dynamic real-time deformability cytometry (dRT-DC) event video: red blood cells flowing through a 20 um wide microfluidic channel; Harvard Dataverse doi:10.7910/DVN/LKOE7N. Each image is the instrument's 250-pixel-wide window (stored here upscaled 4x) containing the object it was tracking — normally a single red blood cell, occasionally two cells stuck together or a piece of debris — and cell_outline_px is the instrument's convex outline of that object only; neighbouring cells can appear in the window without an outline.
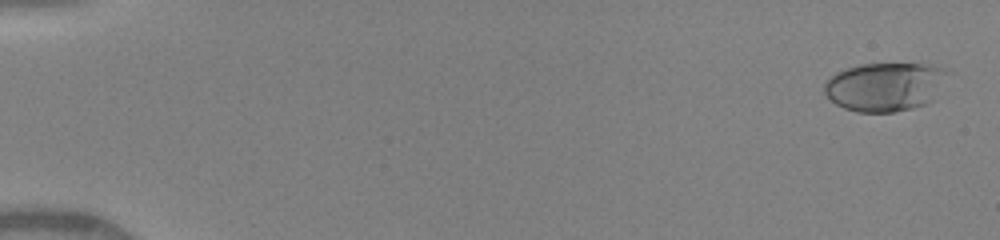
{"species": "human", "species_latin": "Homo sapiens", "temperature_condition": "warm", "stored_images_in_passage": 29, "camera_frame_rate_fps": 3000, "um_per_image_px": 0.085, "donor": {"sex": "female"}, "frame": {"image": 1, "passage_image": 3, "time_ms": 0.333, "image_size_px": [1000, 240], "cell_outline_px": [[952, 72], [932, 100], [924, 104], [912, 108], [892, 112], [856, 112], [844, 108], [836, 104], [824, 92], [824, 84], [836, 72], [860, 64], [920, 64], [940, 68]], "centroid_in_image_um": [75.23, 7.37], "position_along_channel_um": 9.8, "area_um2": 34.8}}
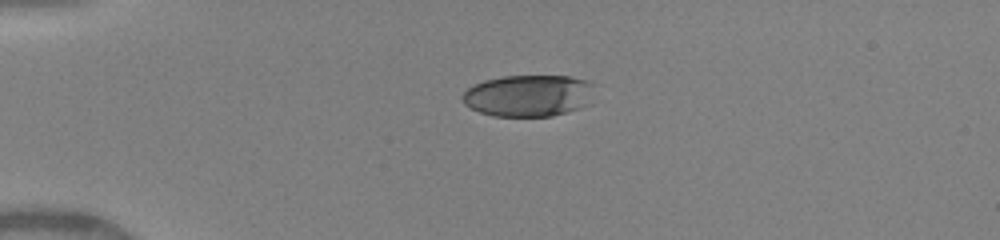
{"frame": {"image": 2, "passage_image": 20, "time_ms": 4.0, "image_size_px": [1000, 240], "cell_outline_px": [[592, 84], [584, 104], [580, 108], [552, 116], [492, 116], [480, 112], [464, 104], [460, 96], [472, 84], [484, 80], [504, 76], [572, 76], [588, 80]], "centroid_in_image_um": [44.82, 8.12], "position_along_channel_um": 40.2, "area_um2": 31.79}}